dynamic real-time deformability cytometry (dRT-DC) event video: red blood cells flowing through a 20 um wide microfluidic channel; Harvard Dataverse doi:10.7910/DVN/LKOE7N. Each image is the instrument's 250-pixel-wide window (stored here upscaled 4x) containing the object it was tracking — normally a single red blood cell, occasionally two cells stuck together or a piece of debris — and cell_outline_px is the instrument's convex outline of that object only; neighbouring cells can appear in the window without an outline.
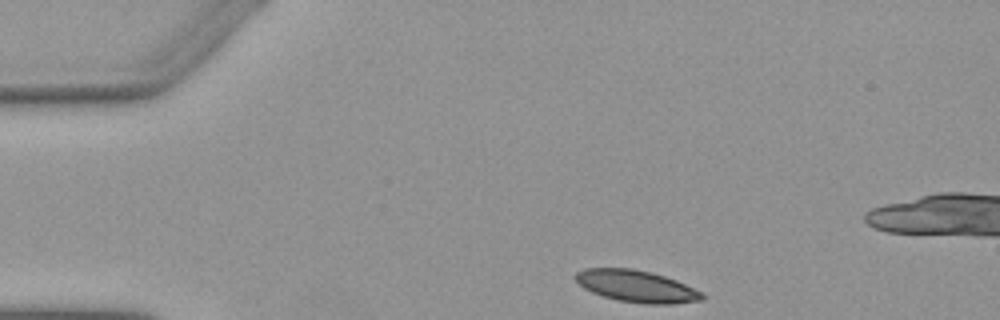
{"species": "Egyptian fruit bat (a non-hibernating species)", "species_latin": "Rousettus aegyptiacus", "temperature_condition": "warm", "stored_images_in_passage": 34, "camera_frame_rate_fps": 3000, "um_per_image_px": 0.085, "animal": {"sex": "female"}, "frame": {"image": 1, "passage_image": 1, "time_ms": 0.0, "image_size_px": [1000, 320], "cell_outline_px": [[704, 300], [672, 304], [644, 304], [620, 300], [604, 296], [592, 292], [584, 288], [576, 280], [576, 272], [584, 268], [632, 268], [664, 276], [676, 280], [700, 292], [704, 296]], "centroid_in_image_um": [54.09, 24.33], "position_along_channel_um": 30.9, "area_um2": 23.18}}
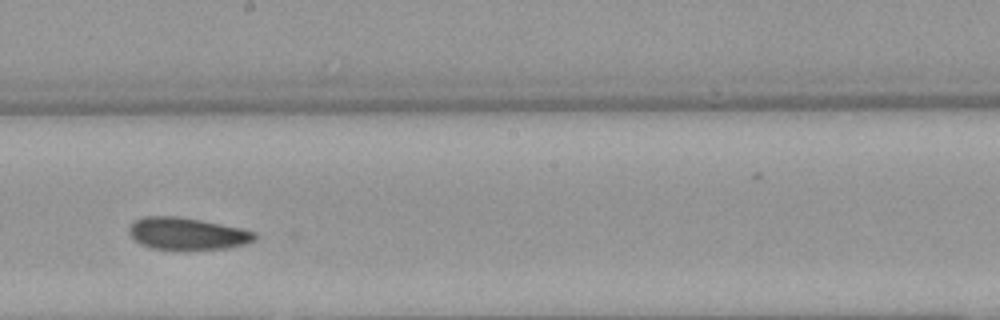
{"frame": {"image": 2, "passage_image": 21, "time_ms": 6.667, "image_size_px": [1000, 320], "cell_outline_px": [[256, 240], [244, 244], [224, 248], [188, 252], [152, 248], [140, 244], [128, 232], [128, 228], [136, 220], [144, 216], [176, 216], [200, 220], [244, 228], [256, 232]], "centroid_in_image_um": [15.93, 19.89], "position_along_channel_um": 232.3, "area_um2": 24.1}}
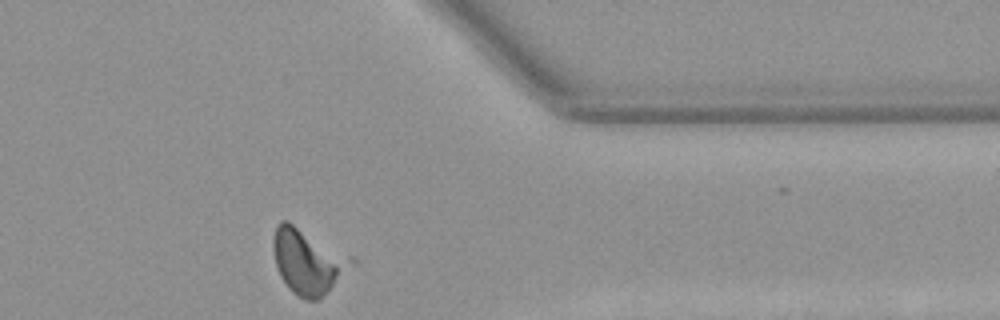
{"frame": {"image": 3, "passage_image": 34, "time_ms": 11.0, "image_size_px": [1000, 320], "cell_outline_px": [[356, 264], [320, 300], [308, 300], [296, 296], [288, 288], [280, 276], [276, 264], [272, 248], [272, 240], [276, 224], [280, 220], [288, 220], [352, 256], [356, 260]], "centroid_in_image_um": [26.18, 22.21], "position_along_channel_um": 385.2, "area_um2": 30.23}, "authors_computed_cell_mechanics": {"area_um2": 23.698, "velocity_mm_per_s": 3.8787, "shape_relaxation_time_tau1_ms": null, "shape_relaxation_time_tau2_ms": 7.9393, "deformation_change_tau1": null, "deformation_change_tau2": 0.1525}}